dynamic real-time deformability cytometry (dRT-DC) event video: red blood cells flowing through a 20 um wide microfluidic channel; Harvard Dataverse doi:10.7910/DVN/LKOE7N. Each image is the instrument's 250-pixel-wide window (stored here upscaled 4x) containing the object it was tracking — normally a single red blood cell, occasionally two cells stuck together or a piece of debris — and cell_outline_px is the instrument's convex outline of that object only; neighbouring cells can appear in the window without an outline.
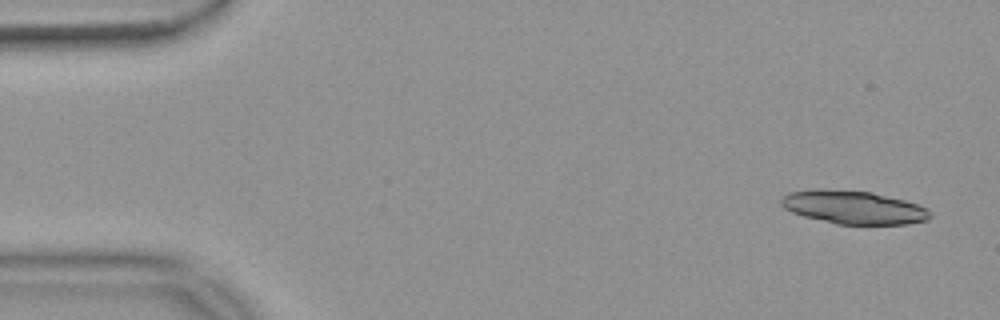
{"species": "common noctule bat (a hibernating species)", "species_latin": "Nyctalus noctula", "temperature_condition": "warm", "stored_images_in_passage": 26, "camera_frame_rate_fps": 3000, "um_per_image_px": 0.085, "animal": {"sex": "female", "body_mass_g": 18.4}, "frame": {"image": 1, "passage_image": 1, "time_ms": 0.0, "image_size_px": [1000, 320], "cell_outline_px": [[932, 216], [928, 220], [908, 224], [836, 224], [804, 216], [792, 212], [784, 208], [780, 204], [780, 200], [788, 192], [812, 188], [824, 188], [872, 192], [904, 200], [916, 204], [932, 212]], "centroid_in_image_um": [72.52, 17.61], "position_along_channel_um": 12.5, "area_um2": 29.07}}